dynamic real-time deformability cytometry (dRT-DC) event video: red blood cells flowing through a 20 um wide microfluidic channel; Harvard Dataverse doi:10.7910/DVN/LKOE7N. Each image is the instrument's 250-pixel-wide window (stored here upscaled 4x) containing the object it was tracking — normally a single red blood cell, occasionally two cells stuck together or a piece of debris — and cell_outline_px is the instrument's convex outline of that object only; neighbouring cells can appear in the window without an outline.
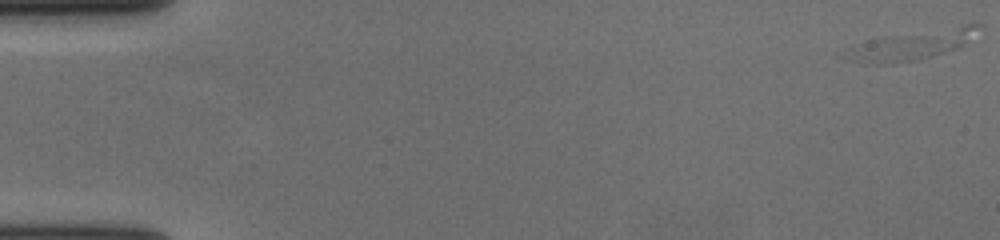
{"species": "human", "species_latin": "Homo sapiens", "temperature_condition": "cold", "stored_images_in_passage": 19, "camera_frame_rate_fps": 3000, "um_per_image_px": 0.085, "donor": {"sex": "female"}, "frame": {"image": 1, "passage_image": 1, "time_ms": 0.0, "image_size_px": [1000, 240], "cell_outline_px": [[984, 40], [932, 56], [916, 60], [892, 64], [876, 64], [868, 60], [860, 48], [860, 44], [884, 36], [964, 24], [980, 24], [984, 28]], "centroid_in_image_um": [78.28, 3.71], "position_along_channel_um": 6.7, "area_um2": 21.79}}
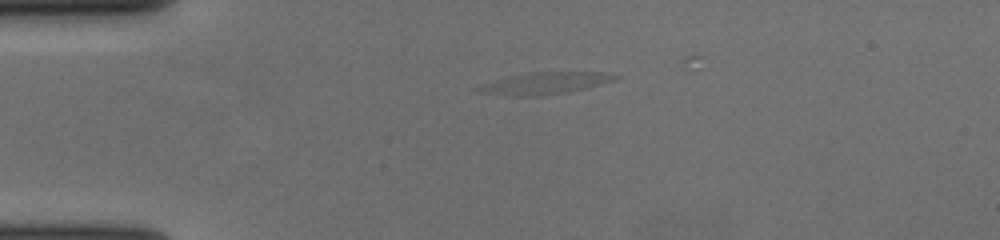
{"frame": {"image": 2, "passage_image": 14, "time_ms": 4.333, "image_size_px": [1000, 240], "cell_outline_px": [[620, 76], [616, 80], [584, 88], [564, 92], [536, 96], [516, 96], [484, 92], [472, 88], [508, 76], [528, 72], [600, 72]], "centroid_in_image_um": [46.33, 7.06], "position_along_channel_um": 38.7, "area_um2": 16.94}}